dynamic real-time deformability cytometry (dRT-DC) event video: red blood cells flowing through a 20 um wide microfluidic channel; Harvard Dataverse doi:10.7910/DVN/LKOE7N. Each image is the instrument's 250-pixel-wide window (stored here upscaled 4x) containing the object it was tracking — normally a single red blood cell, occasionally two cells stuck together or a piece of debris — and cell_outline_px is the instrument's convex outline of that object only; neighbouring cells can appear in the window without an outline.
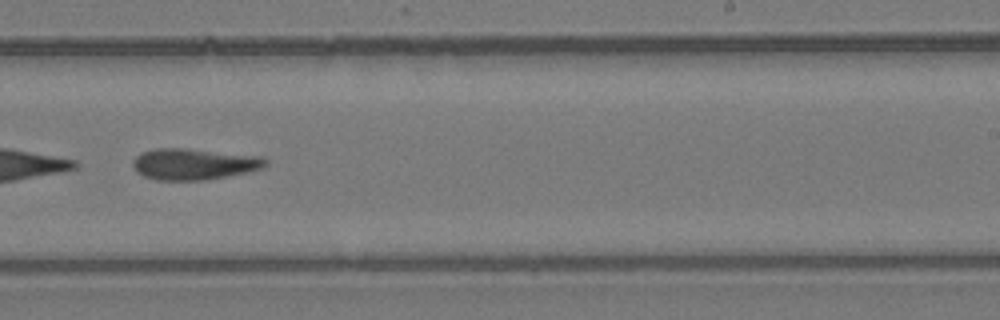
{"species": "common noctule bat (a hibernating species)", "species_latin": "Nyctalus noctula", "temperature_condition": "room temperature", "stored_images_in_passage": 40, "camera_frame_rate_fps": 3000, "um_per_image_px": 0.085, "animal": {"sex": "female", "body_mass_g": 24.6, "forearm_length_mm": 56.2}, "frame": {"image": 1, "passage_image": 23, "time_ms": 7.333, "image_size_px": [1000, 320], "cell_outline_px": [[268, 164], [260, 168], [248, 172], [204, 180], [156, 180], [144, 176], [136, 172], [132, 164], [132, 160], [136, 156], [144, 152], [156, 148], [184, 148], [264, 156], [268, 160]], "centroid_in_image_um": [16.49, 13.94], "position_along_channel_um": 272.5, "area_um2": 24.22}}
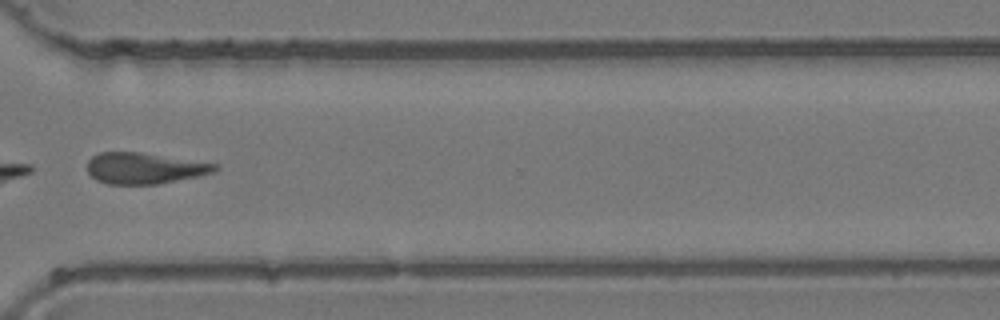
{"frame": {"image": 2, "passage_image": 29, "time_ms": 9.333, "image_size_px": [1000, 320], "cell_outline_px": [[220, 168], [216, 172], [156, 184], [108, 184], [96, 180], [88, 172], [88, 160], [92, 156], [100, 152], [140, 152], [220, 164]], "centroid_in_image_um": [12.3, 14.29], "position_along_channel_um": 358.3, "area_um2": 23.12}}